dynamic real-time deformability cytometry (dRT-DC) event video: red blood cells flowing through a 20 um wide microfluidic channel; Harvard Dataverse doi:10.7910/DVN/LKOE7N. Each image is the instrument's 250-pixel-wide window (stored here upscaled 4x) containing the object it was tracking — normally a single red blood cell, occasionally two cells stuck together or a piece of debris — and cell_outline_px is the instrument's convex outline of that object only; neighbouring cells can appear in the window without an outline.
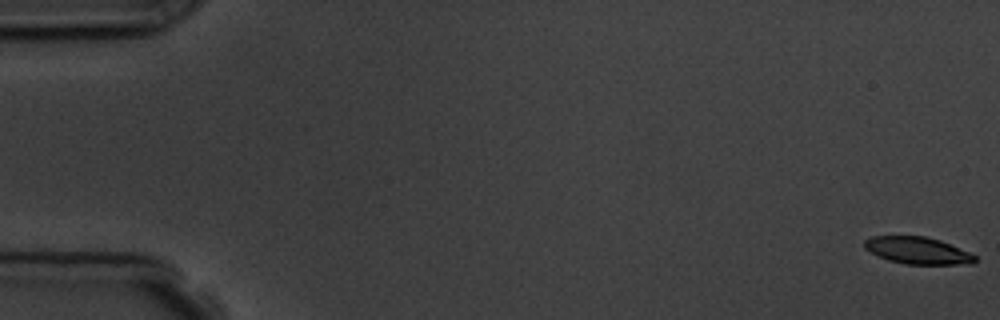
{"species": "common noctule bat (a hibernating species)", "species_latin": "Nyctalus noctula", "temperature_condition": "room temperature", "stored_images_in_passage": 5, "camera_frame_rate_fps": 3000, "um_per_image_px": 0.085, "animal": {"sex": "male", "body_mass_g": 19.5, "forearm_length_mm": 54.6}, "frame": {"image": 1, "passage_image": 1, "time_ms": 0.0, "image_size_px": [1000, 320], "cell_outline_px": [[976, 260], [972, 264], [904, 264], [888, 260], [864, 248], [864, 240], [872, 236], [924, 236], [940, 240], [968, 252], [976, 256]], "centroid_in_image_um": [77.99, 21.29], "position_along_channel_um": 7.0, "area_um2": 17.22}}
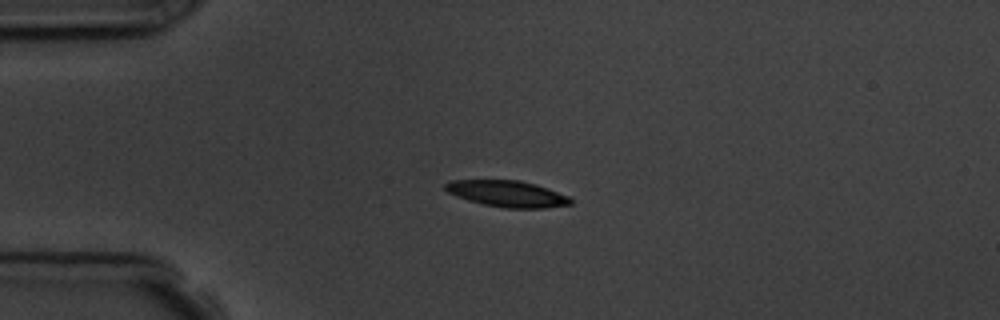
{"frame": {"image": 2, "passage_image": 4, "time_ms": 4.333, "image_size_px": [1000, 320], "cell_outline_px": [[572, 204], [544, 208], [504, 208], [484, 204], [468, 200], [456, 196], [448, 192], [444, 188], [444, 184], [448, 180], [520, 180], [536, 184], [548, 188], [568, 196], [572, 200]], "centroid_in_image_um": [43.11, 16.46], "position_along_channel_um": 41.9, "area_um2": 19.25}}